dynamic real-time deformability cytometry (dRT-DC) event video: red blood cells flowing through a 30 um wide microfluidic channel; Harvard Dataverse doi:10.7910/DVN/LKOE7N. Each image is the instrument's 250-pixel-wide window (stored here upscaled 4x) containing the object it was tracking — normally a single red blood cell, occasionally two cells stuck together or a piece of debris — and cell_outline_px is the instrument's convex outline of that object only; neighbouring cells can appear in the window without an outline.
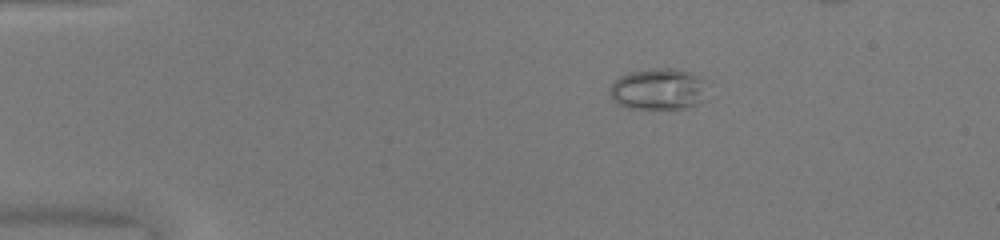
{"species": "common noctule bat (a hibernating species)", "species_latin": "Nyctalus noctula", "temperature_condition": "warm", "stored_images_in_passage": 37, "camera_frame_rate_fps": 3000, "um_per_image_px": 0.085, "animal": {"sex": "female", "body_mass_g": 20.0, "forearm_length_mm": 54.0}, "frame": {"image": 1, "passage_image": 1, "time_ms": 0.0, "image_size_px": [1000, 240], "cell_outline_px": [[712, 80], [708, 100], [684, 108], [628, 108], [612, 100], [608, 92], [608, 88], [620, 76], [628, 72], [656, 68], [672, 68], [692, 72]], "centroid_in_image_um": [56.11, 7.56], "position_along_channel_um": 28.9, "area_um2": 24.62}}
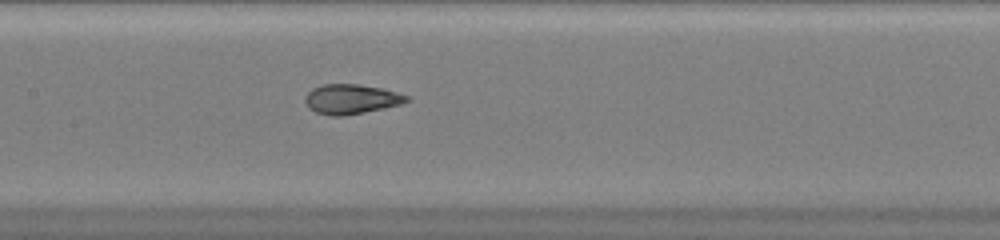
{"frame": {"image": 2, "passage_image": 17, "time_ms": 5.333, "image_size_px": [1000, 240], "cell_outline_px": [[412, 100], [400, 104], [384, 108], [344, 116], [332, 116], [316, 112], [308, 108], [304, 100], [308, 92], [312, 88], [324, 84], [360, 84], [384, 88], [408, 96]], "centroid_in_image_um": [29.86, 8.42], "position_along_channel_um": 177.5, "area_um2": 17.69}}
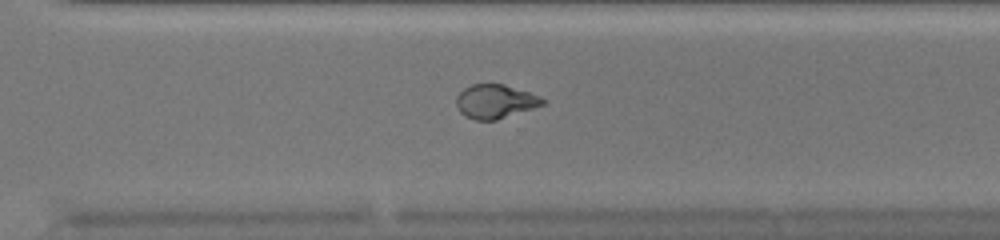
{"frame": {"image": 3, "passage_image": 28, "time_ms": 9.0, "image_size_px": [1000, 240], "cell_outline_px": [[548, 100], [544, 104], [496, 120], [476, 120], [464, 116], [460, 112], [456, 104], [456, 96], [464, 88], [472, 84], [504, 84], [540, 96]], "centroid_in_image_um": [42.08, 8.62], "position_along_channel_um": 328.5, "area_um2": 16.99}, "authors_computed_cell_mechanics": {"area_um2": 17.5134, "velocity_mm_per_s": 4.1263, "shape_relaxation_time_tau1_ms": 10.8941, "shape_relaxation_time_tau2_ms": null, "deformation_change_tau1": 0.3211, "deformation_change_tau2": null}}